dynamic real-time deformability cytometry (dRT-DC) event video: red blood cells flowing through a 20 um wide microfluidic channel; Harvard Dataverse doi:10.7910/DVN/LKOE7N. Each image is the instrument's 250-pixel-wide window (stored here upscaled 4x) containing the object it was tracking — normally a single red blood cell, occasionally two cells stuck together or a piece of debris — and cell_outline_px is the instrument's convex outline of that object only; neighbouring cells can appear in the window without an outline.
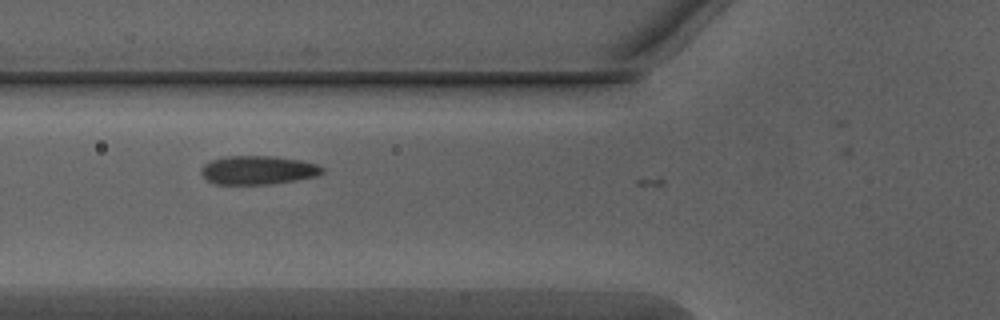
{"species": "Egyptian fruit bat (a non-hibernating species)", "species_latin": "Rousettus aegyptiacus", "temperature_condition": "warm", "stored_images_in_passage": 5, "camera_frame_rate_fps": 3000, "um_per_image_px": 0.085, "animal": {"sex": "male"}, "frame": {"image": 1, "passage_image": 3, "time_ms": 0.667, "image_size_px": [1000, 320], "cell_outline_px": [[324, 172], [316, 176], [296, 180], [268, 184], [216, 184], [208, 180], [200, 172], [200, 168], [204, 164], [212, 160], [228, 156], [276, 156], [300, 160], [316, 164], [324, 168]], "centroid_in_image_um": [21.93, 14.45], "position_along_channel_um": 103.9, "area_um2": 20.17}}